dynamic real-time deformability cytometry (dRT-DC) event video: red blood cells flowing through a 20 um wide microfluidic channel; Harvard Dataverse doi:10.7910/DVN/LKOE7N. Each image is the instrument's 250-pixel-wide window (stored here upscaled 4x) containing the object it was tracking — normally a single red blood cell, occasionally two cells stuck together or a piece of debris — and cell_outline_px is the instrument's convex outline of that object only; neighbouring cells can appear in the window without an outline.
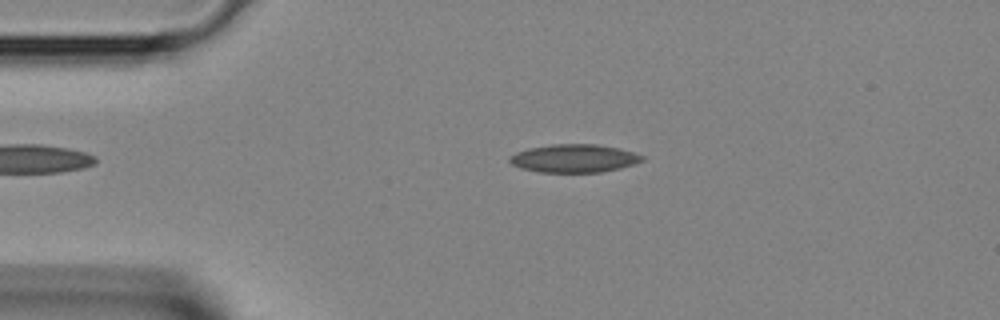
{"species": "Egyptian fruit bat (a non-hibernating species)", "species_latin": "Rousettus aegyptiacus", "temperature_condition": "room temperature", "stored_images_in_passage": 30, "camera_frame_rate_fps": 3000, "um_per_image_px": 0.085, "animal": {"sex": "female"}, "frame": {"image": 1, "passage_image": 3, "time_ms": 0.667, "image_size_px": [1000, 320], "cell_outline_px": [[644, 160], [620, 168], [600, 172], [540, 172], [520, 168], [512, 164], [508, 160], [508, 156], [516, 152], [528, 148], [552, 144], [596, 144], [620, 148], [636, 152], [644, 156]], "centroid_in_image_um": [48.79, 13.45], "position_along_channel_um": 36.2, "area_um2": 21.85}}
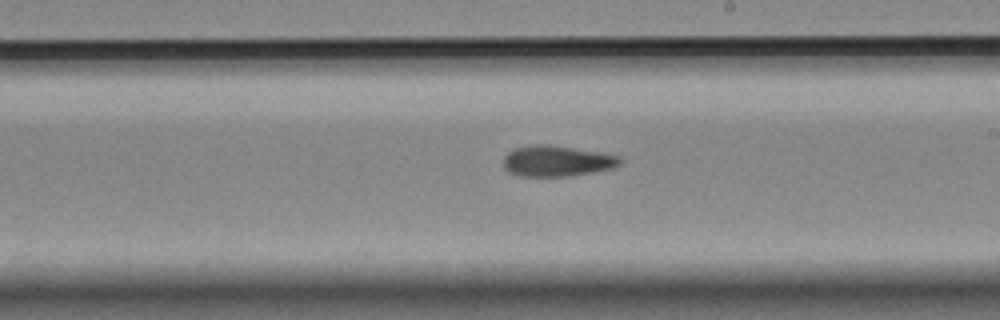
{"frame": {"image": 2, "passage_image": 17, "time_ms": 5.333, "image_size_px": [1000, 320], "cell_outline_px": [[624, 160], [620, 164], [612, 168], [592, 172], [568, 176], [520, 176], [508, 172], [504, 168], [504, 156], [508, 152], [516, 148], [536, 144], [544, 144], [600, 152], [620, 156]], "centroid_in_image_um": [47.34, 13.69], "position_along_channel_um": 241.7, "area_um2": 20.81}}
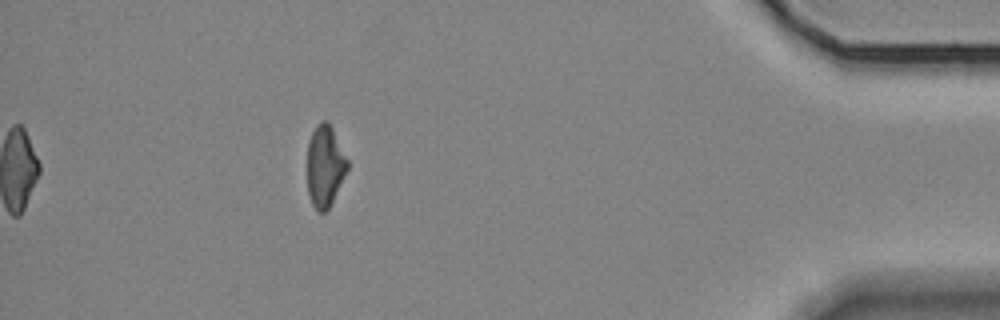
{"frame": {"image": 3, "passage_image": 30, "time_ms": 9.667, "image_size_px": [1000, 320], "cell_outline_px": [[348, 168], [328, 208], [324, 212], [316, 212], [312, 204], [308, 192], [308, 140], [316, 124], [320, 120], [328, 120], [348, 160]], "centroid_in_image_um": [27.6, 14.08], "position_along_channel_um": 407.6, "area_um2": 18.9}}